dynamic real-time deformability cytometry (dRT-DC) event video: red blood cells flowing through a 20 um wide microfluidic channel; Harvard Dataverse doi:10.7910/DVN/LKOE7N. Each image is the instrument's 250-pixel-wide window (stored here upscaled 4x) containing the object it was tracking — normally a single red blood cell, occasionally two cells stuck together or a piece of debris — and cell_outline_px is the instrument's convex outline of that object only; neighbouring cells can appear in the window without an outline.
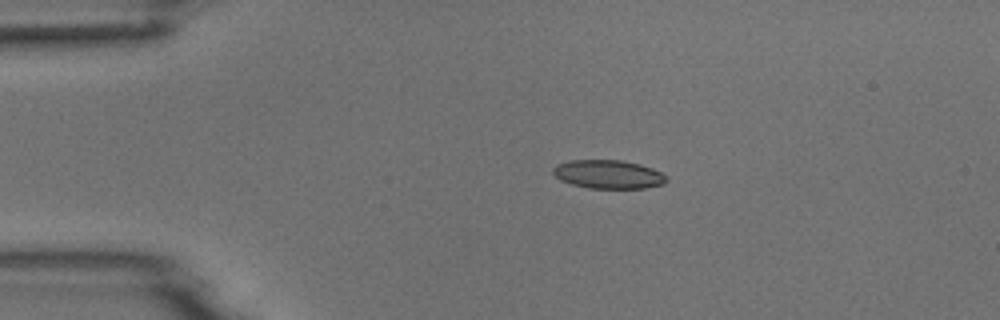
{"species": "common noctule bat (a hibernating species)", "species_latin": "Nyctalus noctula", "temperature_condition": "room temperature", "stored_images_in_passage": 5, "camera_frame_rate_fps": 3000, "um_per_image_px": 0.085, "animal": {"sex": "male", "body_mass_g": 18.8}, "frame": {"image": 1, "passage_image": 1, "time_ms": 0.0, "image_size_px": [1000, 320], "cell_outline_px": [[668, 180], [664, 184], [644, 188], [588, 188], [572, 184], [560, 180], [552, 172], [552, 168], [556, 164], [568, 160], [620, 160], [640, 164], [652, 168], [660, 172]], "centroid_in_image_um": [51.67, 14.81], "position_along_channel_um": 33.3, "area_um2": 18.9}}
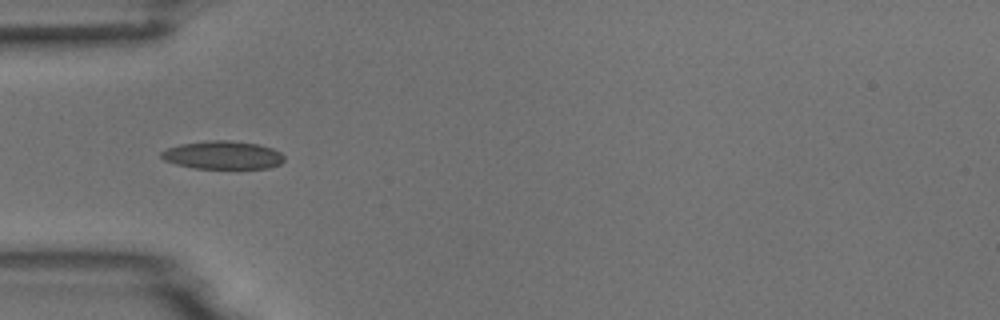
{"frame": {"image": 2, "passage_image": 3, "time_ms": 2.0, "image_size_px": [1000, 320], "cell_outline_px": [[284, 160], [280, 164], [268, 168], [192, 168], [176, 164], [164, 160], [160, 156], [160, 152], [168, 148], [180, 144], [208, 140], [232, 140], [260, 144], [272, 148], [280, 152], [284, 156]], "centroid_in_image_um": [18.94, 13.17], "position_along_channel_um": 66.1, "area_um2": 20.29}}